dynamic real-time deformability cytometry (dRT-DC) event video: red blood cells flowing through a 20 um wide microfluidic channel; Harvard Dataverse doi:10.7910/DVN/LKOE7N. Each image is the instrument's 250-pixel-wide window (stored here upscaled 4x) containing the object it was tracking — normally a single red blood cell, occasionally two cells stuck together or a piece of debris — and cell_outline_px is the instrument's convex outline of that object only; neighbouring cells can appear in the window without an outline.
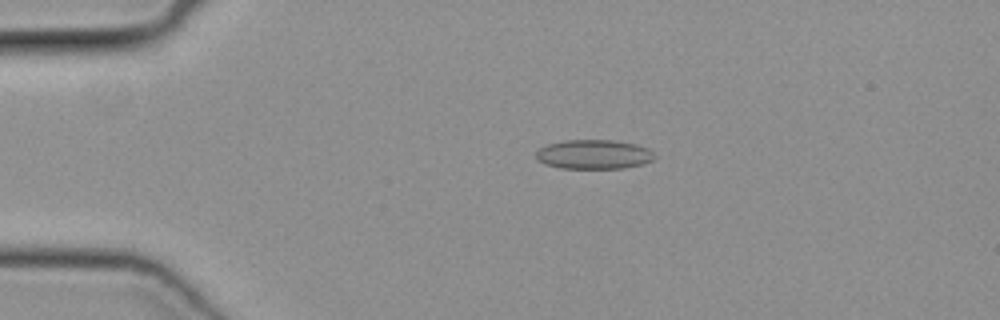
{"species": "common noctule bat (a hibernating species)", "species_latin": "Nyctalus noctula", "temperature_condition": "cold", "stored_images_in_passage": 50, "camera_frame_rate_fps": 3000, "um_per_image_px": 0.085, "animal": {"sex": "female", "body_mass_g": 19.3, "forearm_length_mm": 54.1}, "frame": {"image": 1, "passage_image": 11, "time_ms": 3.333, "image_size_px": [1000, 320], "cell_outline_px": [[656, 156], [652, 160], [644, 164], [624, 168], [560, 168], [536, 160], [536, 152], [540, 148], [548, 144], [564, 140], [616, 140], [636, 144], [648, 148]], "centroid_in_image_um": [50.5, 13.12], "position_along_channel_um": 34.5, "area_um2": 20.29}}
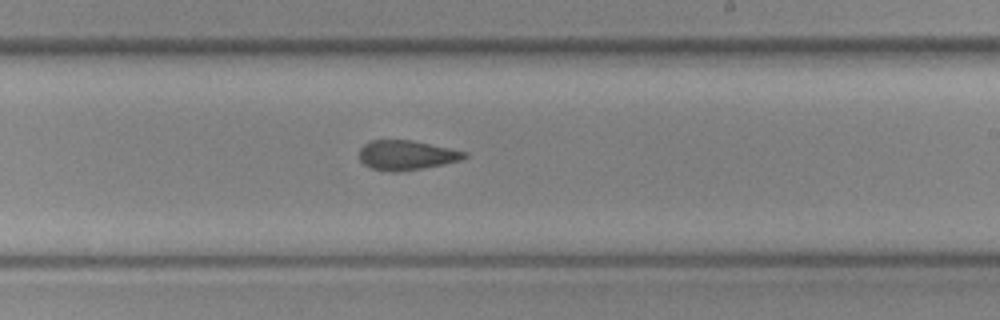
{"frame": {"image": 2, "passage_image": 30, "time_ms": 9.667, "image_size_px": [1000, 320], "cell_outline_px": [[468, 156], [460, 160], [444, 164], [424, 168], [400, 172], [388, 172], [372, 168], [364, 164], [360, 160], [360, 148], [364, 144], [372, 140], [408, 140], [468, 152]], "centroid_in_image_um": [34.54, 13.2], "position_along_channel_um": 254.5, "area_um2": 18.03}}
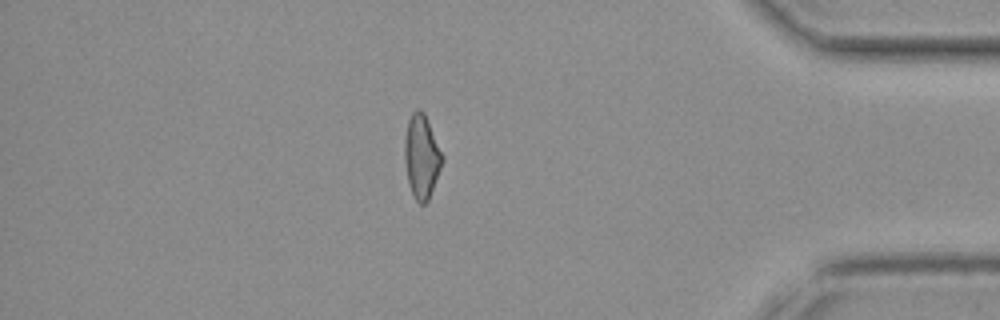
{"frame": {"image": 3, "passage_image": 43, "time_ms": 14.0, "image_size_px": [1000, 320], "cell_outline_px": [[444, 160], [428, 200], [424, 204], [420, 204], [412, 196], [404, 164], [404, 140], [408, 120], [412, 112], [416, 108], [420, 108], [424, 112], [428, 120], [444, 156]], "centroid_in_image_um": [35.83, 13.28], "position_along_channel_um": 399.4, "area_um2": 18.61}}